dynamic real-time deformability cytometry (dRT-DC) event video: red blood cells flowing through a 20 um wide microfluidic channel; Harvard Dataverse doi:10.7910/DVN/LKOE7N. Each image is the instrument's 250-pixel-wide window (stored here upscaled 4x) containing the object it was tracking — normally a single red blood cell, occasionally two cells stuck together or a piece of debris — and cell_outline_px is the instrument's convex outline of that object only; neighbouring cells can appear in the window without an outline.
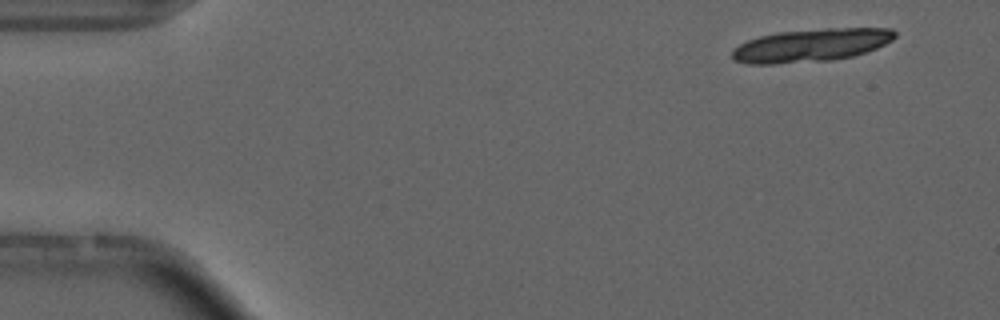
{"species": "common noctule bat (a hibernating species)", "species_latin": "Nyctalus noctula", "temperature_condition": "cold", "stored_images_in_passage": 5, "segment_of_instrument_passage": [1, 2], "camera_frame_rate_fps": 3000, "um_per_image_px": 0.085, "animal": {"sex": "male", "forearm_length_mm": 52.5}, "frame": {"image": 1, "passage_image": 1, "time_ms": 0.0, "image_size_px": [1000, 320], "cell_outline_px": [[896, 36], [892, 40], [868, 52], [852, 56], [832, 60], [776, 64], [748, 64], [732, 60], [732, 52], [740, 44], [748, 40], [760, 36], [776, 32], [824, 28], [892, 28], [896, 32]], "centroid_in_image_um": [68.95, 3.85], "position_along_channel_um": 16.0, "area_um2": 31.44}}